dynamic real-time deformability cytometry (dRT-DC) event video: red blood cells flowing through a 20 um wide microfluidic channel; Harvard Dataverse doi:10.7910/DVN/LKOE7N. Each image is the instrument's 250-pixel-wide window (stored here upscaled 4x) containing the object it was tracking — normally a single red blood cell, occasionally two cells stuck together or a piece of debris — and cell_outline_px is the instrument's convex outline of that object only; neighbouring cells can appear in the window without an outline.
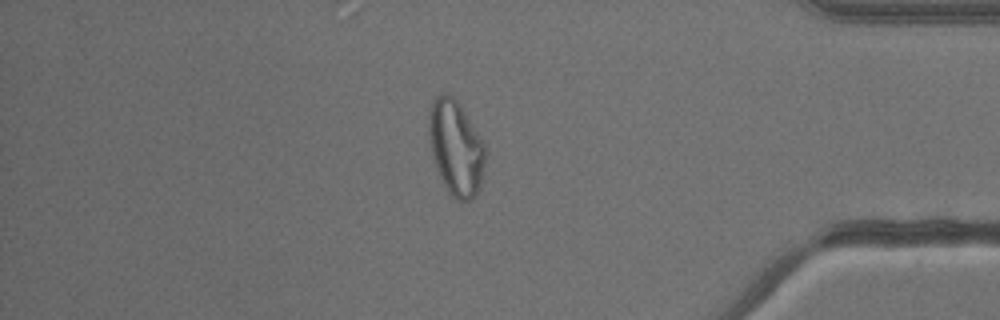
{"species": "common noctule bat (a hibernating species)", "species_latin": "Nyctalus noctula", "temperature_condition": "warm", "stored_images_in_passage": 40, "camera_frame_rate_fps": 3000, "um_per_image_px": 0.085, "animal": {"sex": "male", "body_mass_g": 13.3}, "frame": {"image": 1, "passage_image": 34, "time_ms": 11.0, "image_size_px": [1000, 320], "cell_outline_px": [[484, 164], [480, 184], [476, 192], [468, 200], [456, 200], [444, 188], [436, 168], [432, 156], [428, 136], [428, 112], [432, 100], [440, 92], [448, 92], [460, 104], [484, 144]], "centroid_in_image_um": [38.68, 12.51], "position_along_channel_um": 396.5, "area_um2": 31.21}}